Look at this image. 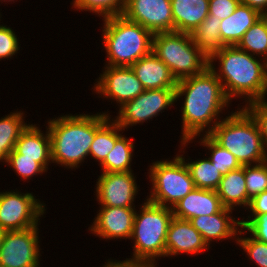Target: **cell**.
<instances>
[{
  "label": "cell",
  "instance_id": "6da1fadb",
  "mask_svg": "<svg viewBox=\"0 0 267 267\" xmlns=\"http://www.w3.org/2000/svg\"><path fill=\"white\" fill-rule=\"evenodd\" d=\"M175 96L176 102L184 96L180 108L181 140L194 141L201 133L208 135L222 120L220 113L232 104L210 67L201 74L177 81Z\"/></svg>",
  "mask_w": 267,
  "mask_h": 267
},
{
  "label": "cell",
  "instance_id": "7a4b0ae2",
  "mask_svg": "<svg viewBox=\"0 0 267 267\" xmlns=\"http://www.w3.org/2000/svg\"><path fill=\"white\" fill-rule=\"evenodd\" d=\"M214 61L219 62V67L216 68ZM209 67L221 81L230 102L239 97L245 100L246 106L266 99L267 62L262 58H257L237 46H225L209 59Z\"/></svg>",
  "mask_w": 267,
  "mask_h": 267
},
{
  "label": "cell",
  "instance_id": "3957f363",
  "mask_svg": "<svg viewBox=\"0 0 267 267\" xmlns=\"http://www.w3.org/2000/svg\"><path fill=\"white\" fill-rule=\"evenodd\" d=\"M47 128L52 163L67 170L79 168L95 138V114H63L49 119Z\"/></svg>",
  "mask_w": 267,
  "mask_h": 267
},
{
  "label": "cell",
  "instance_id": "277c9868",
  "mask_svg": "<svg viewBox=\"0 0 267 267\" xmlns=\"http://www.w3.org/2000/svg\"><path fill=\"white\" fill-rule=\"evenodd\" d=\"M208 134L218 145L227 149L241 166L259 164L267 160L259 127L252 115L239 107Z\"/></svg>",
  "mask_w": 267,
  "mask_h": 267
},
{
  "label": "cell",
  "instance_id": "5b68a950",
  "mask_svg": "<svg viewBox=\"0 0 267 267\" xmlns=\"http://www.w3.org/2000/svg\"><path fill=\"white\" fill-rule=\"evenodd\" d=\"M102 20L101 39L107 52L106 66L131 67L152 52L154 34L145 27L122 14Z\"/></svg>",
  "mask_w": 267,
  "mask_h": 267
},
{
  "label": "cell",
  "instance_id": "8992f818",
  "mask_svg": "<svg viewBox=\"0 0 267 267\" xmlns=\"http://www.w3.org/2000/svg\"><path fill=\"white\" fill-rule=\"evenodd\" d=\"M136 209L133 232V256L127 261L144 263L157 267L156 261L165 258V243L173 210L154 204L147 199ZM157 259V260H156Z\"/></svg>",
  "mask_w": 267,
  "mask_h": 267
},
{
  "label": "cell",
  "instance_id": "52a82bcc",
  "mask_svg": "<svg viewBox=\"0 0 267 267\" xmlns=\"http://www.w3.org/2000/svg\"><path fill=\"white\" fill-rule=\"evenodd\" d=\"M152 51L177 81L201 74L209 67V58L199 50L188 33H155Z\"/></svg>",
  "mask_w": 267,
  "mask_h": 267
},
{
  "label": "cell",
  "instance_id": "ba28073f",
  "mask_svg": "<svg viewBox=\"0 0 267 267\" xmlns=\"http://www.w3.org/2000/svg\"><path fill=\"white\" fill-rule=\"evenodd\" d=\"M147 172L152 183L145 199L167 208H173L196 187L184 160L176 154L172 160L154 161Z\"/></svg>",
  "mask_w": 267,
  "mask_h": 267
},
{
  "label": "cell",
  "instance_id": "9c48e42d",
  "mask_svg": "<svg viewBox=\"0 0 267 267\" xmlns=\"http://www.w3.org/2000/svg\"><path fill=\"white\" fill-rule=\"evenodd\" d=\"M45 207L46 204L36 199L32 192L22 193L17 189L0 192V228L14 231L40 225Z\"/></svg>",
  "mask_w": 267,
  "mask_h": 267
},
{
  "label": "cell",
  "instance_id": "30bf717a",
  "mask_svg": "<svg viewBox=\"0 0 267 267\" xmlns=\"http://www.w3.org/2000/svg\"><path fill=\"white\" fill-rule=\"evenodd\" d=\"M174 103L175 88L147 89L120 107L113 119L125 131L134 125L150 122V119L153 120Z\"/></svg>",
  "mask_w": 267,
  "mask_h": 267
},
{
  "label": "cell",
  "instance_id": "8fae6325",
  "mask_svg": "<svg viewBox=\"0 0 267 267\" xmlns=\"http://www.w3.org/2000/svg\"><path fill=\"white\" fill-rule=\"evenodd\" d=\"M39 225L5 231L0 246V267H40Z\"/></svg>",
  "mask_w": 267,
  "mask_h": 267
},
{
  "label": "cell",
  "instance_id": "7c38bea8",
  "mask_svg": "<svg viewBox=\"0 0 267 267\" xmlns=\"http://www.w3.org/2000/svg\"><path fill=\"white\" fill-rule=\"evenodd\" d=\"M99 76L93 91L101 98L116 101L118 108L145 90L131 67L105 65Z\"/></svg>",
  "mask_w": 267,
  "mask_h": 267
},
{
  "label": "cell",
  "instance_id": "4fadbf2b",
  "mask_svg": "<svg viewBox=\"0 0 267 267\" xmlns=\"http://www.w3.org/2000/svg\"><path fill=\"white\" fill-rule=\"evenodd\" d=\"M132 171L101 173L96 181V201L100 206L135 207L139 186Z\"/></svg>",
  "mask_w": 267,
  "mask_h": 267
},
{
  "label": "cell",
  "instance_id": "5bb4252c",
  "mask_svg": "<svg viewBox=\"0 0 267 267\" xmlns=\"http://www.w3.org/2000/svg\"><path fill=\"white\" fill-rule=\"evenodd\" d=\"M122 15L153 34L174 31L171 0H127Z\"/></svg>",
  "mask_w": 267,
  "mask_h": 267
},
{
  "label": "cell",
  "instance_id": "9a60e30c",
  "mask_svg": "<svg viewBox=\"0 0 267 267\" xmlns=\"http://www.w3.org/2000/svg\"><path fill=\"white\" fill-rule=\"evenodd\" d=\"M88 230L106 240H130L136 213L135 207L100 206Z\"/></svg>",
  "mask_w": 267,
  "mask_h": 267
},
{
  "label": "cell",
  "instance_id": "2e32d148",
  "mask_svg": "<svg viewBox=\"0 0 267 267\" xmlns=\"http://www.w3.org/2000/svg\"><path fill=\"white\" fill-rule=\"evenodd\" d=\"M209 248L211 247L207 245L202 235L192 226L189 220L173 216L167 232L165 257H175L185 253L199 255L205 250L208 251Z\"/></svg>",
  "mask_w": 267,
  "mask_h": 267
},
{
  "label": "cell",
  "instance_id": "e0dca14e",
  "mask_svg": "<svg viewBox=\"0 0 267 267\" xmlns=\"http://www.w3.org/2000/svg\"><path fill=\"white\" fill-rule=\"evenodd\" d=\"M232 209L222 208L218 213L211 215H201L191 218L189 221L192 226L202 235L204 241L210 247L214 240H235L241 228L240 220L231 214ZM234 238V239H233Z\"/></svg>",
  "mask_w": 267,
  "mask_h": 267
},
{
  "label": "cell",
  "instance_id": "ac0fdd59",
  "mask_svg": "<svg viewBox=\"0 0 267 267\" xmlns=\"http://www.w3.org/2000/svg\"><path fill=\"white\" fill-rule=\"evenodd\" d=\"M223 208L216 190L195 188L182 198L173 208V216L190 220L201 215L218 213Z\"/></svg>",
  "mask_w": 267,
  "mask_h": 267
},
{
  "label": "cell",
  "instance_id": "d6986e66",
  "mask_svg": "<svg viewBox=\"0 0 267 267\" xmlns=\"http://www.w3.org/2000/svg\"><path fill=\"white\" fill-rule=\"evenodd\" d=\"M131 69L141 82L145 90L176 88L177 80L170 69L154 54H150L136 61Z\"/></svg>",
  "mask_w": 267,
  "mask_h": 267
},
{
  "label": "cell",
  "instance_id": "ffe728a7",
  "mask_svg": "<svg viewBox=\"0 0 267 267\" xmlns=\"http://www.w3.org/2000/svg\"><path fill=\"white\" fill-rule=\"evenodd\" d=\"M36 125L29 123L18 138L14 149L22 154V157L37 158V162L48 170L49 163L52 164L49 131L46 126L44 133Z\"/></svg>",
  "mask_w": 267,
  "mask_h": 267
},
{
  "label": "cell",
  "instance_id": "44dd1931",
  "mask_svg": "<svg viewBox=\"0 0 267 267\" xmlns=\"http://www.w3.org/2000/svg\"><path fill=\"white\" fill-rule=\"evenodd\" d=\"M108 112L95 114V138L90 146L89 156L99 162L98 165L105 160L124 132Z\"/></svg>",
  "mask_w": 267,
  "mask_h": 267
},
{
  "label": "cell",
  "instance_id": "7402d4cb",
  "mask_svg": "<svg viewBox=\"0 0 267 267\" xmlns=\"http://www.w3.org/2000/svg\"><path fill=\"white\" fill-rule=\"evenodd\" d=\"M209 0H171L174 31L192 34L208 17Z\"/></svg>",
  "mask_w": 267,
  "mask_h": 267
},
{
  "label": "cell",
  "instance_id": "603a6c76",
  "mask_svg": "<svg viewBox=\"0 0 267 267\" xmlns=\"http://www.w3.org/2000/svg\"><path fill=\"white\" fill-rule=\"evenodd\" d=\"M262 15L251 7L240 3L236 10L220 23L221 41L224 46H236L244 33Z\"/></svg>",
  "mask_w": 267,
  "mask_h": 267
},
{
  "label": "cell",
  "instance_id": "cb8c5ba5",
  "mask_svg": "<svg viewBox=\"0 0 267 267\" xmlns=\"http://www.w3.org/2000/svg\"><path fill=\"white\" fill-rule=\"evenodd\" d=\"M245 182L244 166L222 176L216 192L224 208L234 210L240 206L247 209L251 198L247 194Z\"/></svg>",
  "mask_w": 267,
  "mask_h": 267
},
{
  "label": "cell",
  "instance_id": "d4e9b609",
  "mask_svg": "<svg viewBox=\"0 0 267 267\" xmlns=\"http://www.w3.org/2000/svg\"><path fill=\"white\" fill-rule=\"evenodd\" d=\"M180 153L178 155L184 160L191 178L195 184L196 188L206 189V190H216L219 186L220 180L222 179V173L217 170V166L213 165L209 158L197 159L195 161L190 160L183 156L185 154L184 147L190 145L188 143H193L192 140H181ZM186 159V160H185ZM190 160V161H188Z\"/></svg>",
  "mask_w": 267,
  "mask_h": 267
},
{
  "label": "cell",
  "instance_id": "484cf974",
  "mask_svg": "<svg viewBox=\"0 0 267 267\" xmlns=\"http://www.w3.org/2000/svg\"><path fill=\"white\" fill-rule=\"evenodd\" d=\"M221 21L218 16L208 15L191 34L194 44L209 59L225 47L221 41Z\"/></svg>",
  "mask_w": 267,
  "mask_h": 267
},
{
  "label": "cell",
  "instance_id": "4316f807",
  "mask_svg": "<svg viewBox=\"0 0 267 267\" xmlns=\"http://www.w3.org/2000/svg\"><path fill=\"white\" fill-rule=\"evenodd\" d=\"M24 116L21 110H16L0 118V162L7 160L21 133L29 125L25 123Z\"/></svg>",
  "mask_w": 267,
  "mask_h": 267
},
{
  "label": "cell",
  "instance_id": "83f0119b",
  "mask_svg": "<svg viewBox=\"0 0 267 267\" xmlns=\"http://www.w3.org/2000/svg\"><path fill=\"white\" fill-rule=\"evenodd\" d=\"M135 145L132 139L122 135L114 145L112 151L100 164L102 173H119L133 171L131 169Z\"/></svg>",
  "mask_w": 267,
  "mask_h": 267
},
{
  "label": "cell",
  "instance_id": "f1b7e54d",
  "mask_svg": "<svg viewBox=\"0 0 267 267\" xmlns=\"http://www.w3.org/2000/svg\"><path fill=\"white\" fill-rule=\"evenodd\" d=\"M236 46L267 62V16L260 17L244 33Z\"/></svg>",
  "mask_w": 267,
  "mask_h": 267
},
{
  "label": "cell",
  "instance_id": "f546056e",
  "mask_svg": "<svg viewBox=\"0 0 267 267\" xmlns=\"http://www.w3.org/2000/svg\"><path fill=\"white\" fill-rule=\"evenodd\" d=\"M200 146L206 147L208 151V158L213 165L217 166L222 175L227 174L231 170H236L241 167L237 159L230 153L229 150L218 145L209 135H200Z\"/></svg>",
  "mask_w": 267,
  "mask_h": 267
},
{
  "label": "cell",
  "instance_id": "4dcf8cb0",
  "mask_svg": "<svg viewBox=\"0 0 267 267\" xmlns=\"http://www.w3.org/2000/svg\"><path fill=\"white\" fill-rule=\"evenodd\" d=\"M126 3L127 0H72L71 4L76 11L92 12L105 19L123 14Z\"/></svg>",
  "mask_w": 267,
  "mask_h": 267
},
{
  "label": "cell",
  "instance_id": "1f68e13d",
  "mask_svg": "<svg viewBox=\"0 0 267 267\" xmlns=\"http://www.w3.org/2000/svg\"><path fill=\"white\" fill-rule=\"evenodd\" d=\"M4 164L11 167L23 180H31L32 176L42 175L47 170L37 162V158L22 157L15 149L8 155Z\"/></svg>",
  "mask_w": 267,
  "mask_h": 267
},
{
  "label": "cell",
  "instance_id": "d6a6232c",
  "mask_svg": "<svg viewBox=\"0 0 267 267\" xmlns=\"http://www.w3.org/2000/svg\"><path fill=\"white\" fill-rule=\"evenodd\" d=\"M247 194L250 198L267 190V160L244 166Z\"/></svg>",
  "mask_w": 267,
  "mask_h": 267
},
{
  "label": "cell",
  "instance_id": "836d02e7",
  "mask_svg": "<svg viewBox=\"0 0 267 267\" xmlns=\"http://www.w3.org/2000/svg\"><path fill=\"white\" fill-rule=\"evenodd\" d=\"M237 245L240 246L247 253L248 260L254 262L257 267H267V243L259 241L252 236H241V229H239L237 238Z\"/></svg>",
  "mask_w": 267,
  "mask_h": 267
},
{
  "label": "cell",
  "instance_id": "e575fe53",
  "mask_svg": "<svg viewBox=\"0 0 267 267\" xmlns=\"http://www.w3.org/2000/svg\"><path fill=\"white\" fill-rule=\"evenodd\" d=\"M19 37L14 30L7 25H0V61L12 58L20 50Z\"/></svg>",
  "mask_w": 267,
  "mask_h": 267
},
{
  "label": "cell",
  "instance_id": "d590c367",
  "mask_svg": "<svg viewBox=\"0 0 267 267\" xmlns=\"http://www.w3.org/2000/svg\"><path fill=\"white\" fill-rule=\"evenodd\" d=\"M241 107H244L255 119L260 130L264 149L267 153V99L251 102Z\"/></svg>",
  "mask_w": 267,
  "mask_h": 267
},
{
  "label": "cell",
  "instance_id": "8d00e7d4",
  "mask_svg": "<svg viewBox=\"0 0 267 267\" xmlns=\"http://www.w3.org/2000/svg\"><path fill=\"white\" fill-rule=\"evenodd\" d=\"M244 219L243 217V220H240L241 235L250 234L253 238L267 243V213L257 215L253 220Z\"/></svg>",
  "mask_w": 267,
  "mask_h": 267
},
{
  "label": "cell",
  "instance_id": "74e56055",
  "mask_svg": "<svg viewBox=\"0 0 267 267\" xmlns=\"http://www.w3.org/2000/svg\"><path fill=\"white\" fill-rule=\"evenodd\" d=\"M240 3V0H209V15L223 20L230 16Z\"/></svg>",
  "mask_w": 267,
  "mask_h": 267
},
{
  "label": "cell",
  "instance_id": "f35d334b",
  "mask_svg": "<svg viewBox=\"0 0 267 267\" xmlns=\"http://www.w3.org/2000/svg\"><path fill=\"white\" fill-rule=\"evenodd\" d=\"M249 211V216L246 220H253L257 215H262L267 213V190L255 195L250 199L247 209ZM252 218H251V216Z\"/></svg>",
  "mask_w": 267,
  "mask_h": 267
},
{
  "label": "cell",
  "instance_id": "ab89813d",
  "mask_svg": "<svg viewBox=\"0 0 267 267\" xmlns=\"http://www.w3.org/2000/svg\"><path fill=\"white\" fill-rule=\"evenodd\" d=\"M101 267V266H100ZM102 267H153L144 263L131 262L127 260L108 259Z\"/></svg>",
  "mask_w": 267,
  "mask_h": 267
},
{
  "label": "cell",
  "instance_id": "60d3db41",
  "mask_svg": "<svg viewBox=\"0 0 267 267\" xmlns=\"http://www.w3.org/2000/svg\"><path fill=\"white\" fill-rule=\"evenodd\" d=\"M242 4L258 11L262 16H267V0H240Z\"/></svg>",
  "mask_w": 267,
  "mask_h": 267
},
{
  "label": "cell",
  "instance_id": "b9f144b4",
  "mask_svg": "<svg viewBox=\"0 0 267 267\" xmlns=\"http://www.w3.org/2000/svg\"><path fill=\"white\" fill-rule=\"evenodd\" d=\"M5 231L0 228V246L2 244L3 236H4Z\"/></svg>",
  "mask_w": 267,
  "mask_h": 267
},
{
  "label": "cell",
  "instance_id": "7bdbcfd3",
  "mask_svg": "<svg viewBox=\"0 0 267 267\" xmlns=\"http://www.w3.org/2000/svg\"><path fill=\"white\" fill-rule=\"evenodd\" d=\"M1 1V3H3V2H15L14 0H0ZM16 2H17V0H16Z\"/></svg>",
  "mask_w": 267,
  "mask_h": 267
}]
</instances>
